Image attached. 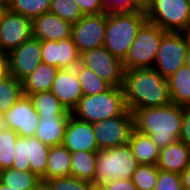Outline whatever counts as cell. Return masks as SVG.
<instances>
[{
	"label": "cell",
	"mask_w": 190,
	"mask_h": 190,
	"mask_svg": "<svg viewBox=\"0 0 190 190\" xmlns=\"http://www.w3.org/2000/svg\"><path fill=\"white\" fill-rule=\"evenodd\" d=\"M75 69L84 95L99 94L110 87V85L102 80L95 72L82 66L80 63Z\"/></svg>",
	"instance_id": "obj_30"
},
{
	"label": "cell",
	"mask_w": 190,
	"mask_h": 190,
	"mask_svg": "<svg viewBox=\"0 0 190 190\" xmlns=\"http://www.w3.org/2000/svg\"><path fill=\"white\" fill-rule=\"evenodd\" d=\"M32 37V19L3 9L0 13V50L9 53Z\"/></svg>",
	"instance_id": "obj_12"
},
{
	"label": "cell",
	"mask_w": 190,
	"mask_h": 190,
	"mask_svg": "<svg viewBox=\"0 0 190 190\" xmlns=\"http://www.w3.org/2000/svg\"><path fill=\"white\" fill-rule=\"evenodd\" d=\"M9 54L0 50V79L9 75Z\"/></svg>",
	"instance_id": "obj_41"
},
{
	"label": "cell",
	"mask_w": 190,
	"mask_h": 190,
	"mask_svg": "<svg viewBox=\"0 0 190 190\" xmlns=\"http://www.w3.org/2000/svg\"><path fill=\"white\" fill-rule=\"evenodd\" d=\"M93 130L99 149L125 145L134 130L133 113L127 109L122 115L94 123Z\"/></svg>",
	"instance_id": "obj_11"
},
{
	"label": "cell",
	"mask_w": 190,
	"mask_h": 190,
	"mask_svg": "<svg viewBox=\"0 0 190 190\" xmlns=\"http://www.w3.org/2000/svg\"><path fill=\"white\" fill-rule=\"evenodd\" d=\"M8 124L7 121L5 119L4 113L0 111V132L3 130L8 129Z\"/></svg>",
	"instance_id": "obj_44"
},
{
	"label": "cell",
	"mask_w": 190,
	"mask_h": 190,
	"mask_svg": "<svg viewBox=\"0 0 190 190\" xmlns=\"http://www.w3.org/2000/svg\"><path fill=\"white\" fill-rule=\"evenodd\" d=\"M0 182L13 190H36L42 184L31 171L22 172L12 167L0 171Z\"/></svg>",
	"instance_id": "obj_26"
},
{
	"label": "cell",
	"mask_w": 190,
	"mask_h": 190,
	"mask_svg": "<svg viewBox=\"0 0 190 190\" xmlns=\"http://www.w3.org/2000/svg\"><path fill=\"white\" fill-rule=\"evenodd\" d=\"M69 116L52 115L40 117L34 137L49 147L61 145Z\"/></svg>",
	"instance_id": "obj_21"
},
{
	"label": "cell",
	"mask_w": 190,
	"mask_h": 190,
	"mask_svg": "<svg viewBox=\"0 0 190 190\" xmlns=\"http://www.w3.org/2000/svg\"><path fill=\"white\" fill-rule=\"evenodd\" d=\"M34 108L40 117L52 115H71L66 107H64L58 98L51 92H39L30 94Z\"/></svg>",
	"instance_id": "obj_28"
},
{
	"label": "cell",
	"mask_w": 190,
	"mask_h": 190,
	"mask_svg": "<svg viewBox=\"0 0 190 190\" xmlns=\"http://www.w3.org/2000/svg\"><path fill=\"white\" fill-rule=\"evenodd\" d=\"M0 190H13V189H9L6 185L0 182Z\"/></svg>",
	"instance_id": "obj_48"
},
{
	"label": "cell",
	"mask_w": 190,
	"mask_h": 190,
	"mask_svg": "<svg viewBox=\"0 0 190 190\" xmlns=\"http://www.w3.org/2000/svg\"><path fill=\"white\" fill-rule=\"evenodd\" d=\"M83 15H96L106 12L100 0H75Z\"/></svg>",
	"instance_id": "obj_38"
},
{
	"label": "cell",
	"mask_w": 190,
	"mask_h": 190,
	"mask_svg": "<svg viewBox=\"0 0 190 190\" xmlns=\"http://www.w3.org/2000/svg\"><path fill=\"white\" fill-rule=\"evenodd\" d=\"M106 12H133L140 8L132 0H100Z\"/></svg>",
	"instance_id": "obj_37"
},
{
	"label": "cell",
	"mask_w": 190,
	"mask_h": 190,
	"mask_svg": "<svg viewBox=\"0 0 190 190\" xmlns=\"http://www.w3.org/2000/svg\"><path fill=\"white\" fill-rule=\"evenodd\" d=\"M190 42V33L165 32L158 48L154 67L165 79L185 65L186 50Z\"/></svg>",
	"instance_id": "obj_8"
},
{
	"label": "cell",
	"mask_w": 190,
	"mask_h": 190,
	"mask_svg": "<svg viewBox=\"0 0 190 190\" xmlns=\"http://www.w3.org/2000/svg\"><path fill=\"white\" fill-rule=\"evenodd\" d=\"M190 165V147L177 140L160 150L156 166L159 170L181 174Z\"/></svg>",
	"instance_id": "obj_20"
},
{
	"label": "cell",
	"mask_w": 190,
	"mask_h": 190,
	"mask_svg": "<svg viewBox=\"0 0 190 190\" xmlns=\"http://www.w3.org/2000/svg\"><path fill=\"white\" fill-rule=\"evenodd\" d=\"M41 62L58 69L75 68L80 63V53L72 37L60 41H41Z\"/></svg>",
	"instance_id": "obj_16"
},
{
	"label": "cell",
	"mask_w": 190,
	"mask_h": 190,
	"mask_svg": "<svg viewBox=\"0 0 190 190\" xmlns=\"http://www.w3.org/2000/svg\"><path fill=\"white\" fill-rule=\"evenodd\" d=\"M179 140L190 147V107H183L182 129Z\"/></svg>",
	"instance_id": "obj_40"
},
{
	"label": "cell",
	"mask_w": 190,
	"mask_h": 190,
	"mask_svg": "<svg viewBox=\"0 0 190 190\" xmlns=\"http://www.w3.org/2000/svg\"><path fill=\"white\" fill-rule=\"evenodd\" d=\"M103 190H137L132 179H117L109 181L101 187Z\"/></svg>",
	"instance_id": "obj_39"
},
{
	"label": "cell",
	"mask_w": 190,
	"mask_h": 190,
	"mask_svg": "<svg viewBox=\"0 0 190 190\" xmlns=\"http://www.w3.org/2000/svg\"><path fill=\"white\" fill-rule=\"evenodd\" d=\"M50 91L69 112L84 96L75 68L59 69Z\"/></svg>",
	"instance_id": "obj_18"
},
{
	"label": "cell",
	"mask_w": 190,
	"mask_h": 190,
	"mask_svg": "<svg viewBox=\"0 0 190 190\" xmlns=\"http://www.w3.org/2000/svg\"><path fill=\"white\" fill-rule=\"evenodd\" d=\"M17 137L10 128L0 132V171L12 167Z\"/></svg>",
	"instance_id": "obj_32"
},
{
	"label": "cell",
	"mask_w": 190,
	"mask_h": 190,
	"mask_svg": "<svg viewBox=\"0 0 190 190\" xmlns=\"http://www.w3.org/2000/svg\"><path fill=\"white\" fill-rule=\"evenodd\" d=\"M66 176H71V152L62 144L50 147L45 181Z\"/></svg>",
	"instance_id": "obj_25"
},
{
	"label": "cell",
	"mask_w": 190,
	"mask_h": 190,
	"mask_svg": "<svg viewBox=\"0 0 190 190\" xmlns=\"http://www.w3.org/2000/svg\"><path fill=\"white\" fill-rule=\"evenodd\" d=\"M185 65H187L190 68V42L186 50Z\"/></svg>",
	"instance_id": "obj_45"
},
{
	"label": "cell",
	"mask_w": 190,
	"mask_h": 190,
	"mask_svg": "<svg viewBox=\"0 0 190 190\" xmlns=\"http://www.w3.org/2000/svg\"><path fill=\"white\" fill-rule=\"evenodd\" d=\"M72 24L50 12L32 19V37L40 41H60L71 37Z\"/></svg>",
	"instance_id": "obj_19"
},
{
	"label": "cell",
	"mask_w": 190,
	"mask_h": 190,
	"mask_svg": "<svg viewBox=\"0 0 190 190\" xmlns=\"http://www.w3.org/2000/svg\"><path fill=\"white\" fill-rule=\"evenodd\" d=\"M62 145L70 152H98L100 150L93 124L81 121L72 115L69 116Z\"/></svg>",
	"instance_id": "obj_17"
},
{
	"label": "cell",
	"mask_w": 190,
	"mask_h": 190,
	"mask_svg": "<svg viewBox=\"0 0 190 190\" xmlns=\"http://www.w3.org/2000/svg\"><path fill=\"white\" fill-rule=\"evenodd\" d=\"M145 11L147 21L165 32L190 33V6L187 0H152Z\"/></svg>",
	"instance_id": "obj_7"
},
{
	"label": "cell",
	"mask_w": 190,
	"mask_h": 190,
	"mask_svg": "<svg viewBox=\"0 0 190 190\" xmlns=\"http://www.w3.org/2000/svg\"><path fill=\"white\" fill-rule=\"evenodd\" d=\"M164 33L159 26L146 21L122 61L124 70L153 68Z\"/></svg>",
	"instance_id": "obj_6"
},
{
	"label": "cell",
	"mask_w": 190,
	"mask_h": 190,
	"mask_svg": "<svg viewBox=\"0 0 190 190\" xmlns=\"http://www.w3.org/2000/svg\"><path fill=\"white\" fill-rule=\"evenodd\" d=\"M134 130L150 136L161 150L179 140L183 107L170 103L165 106L138 109L133 112Z\"/></svg>",
	"instance_id": "obj_2"
},
{
	"label": "cell",
	"mask_w": 190,
	"mask_h": 190,
	"mask_svg": "<svg viewBox=\"0 0 190 190\" xmlns=\"http://www.w3.org/2000/svg\"><path fill=\"white\" fill-rule=\"evenodd\" d=\"M8 54L9 73L22 82L41 62V41L31 37Z\"/></svg>",
	"instance_id": "obj_14"
},
{
	"label": "cell",
	"mask_w": 190,
	"mask_h": 190,
	"mask_svg": "<svg viewBox=\"0 0 190 190\" xmlns=\"http://www.w3.org/2000/svg\"><path fill=\"white\" fill-rule=\"evenodd\" d=\"M92 190H103L101 187H93Z\"/></svg>",
	"instance_id": "obj_49"
},
{
	"label": "cell",
	"mask_w": 190,
	"mask_h": 190,
	"mask_svg": "<svg viewBox=\"0 0 190 190\" xmlns=\"http://www.w3.org/2000/svg\"><path fill=\"white\" fill-rule=\"evenodd\" d=\"M49 149V146L35 137L18 136L15 142V158L12 168L22 172L31 171L44 183Z\"/></svg>",
	"instance_id": "obj_9"
},
{
	"label": "cell",
	"mask_w": 190,
	"mask_h": 190,
	"mask_svg": "<svg viewBox=\"0 0 190 190\" xmlns=\"http://www.w3.org/2000/svg\"><path fill=\"white\" fill-rule=\"evenodd\" d=\"M97 166V152H71V176L93 182Z\"/></svg>",
	"instance_id": "obj_27"
},
{
	"label": "cell",
	"mask_w": 190,
	"mask_h": 190,
	"mask_svg": "<svg viewBox=\"0 0 190 190\" xmlns=\"http://www.w3.org/2000/svg\"><path fill=\"white\" fill-rule=\"evenodd\" d=\"M106 12L84 15L72 24L71 37L79 53L104 45Z\"/></svg>",
	"instance_id": "obj_13"
},
{
	"label": "cell",
	"mask_w": 190,
	"mask_h": 190,
	"mask_svg": "<svg viewBox=\"0 0 190 190\" xmlns=\"http://www.w3.org/2000/svg\"><path fill=\"white\" fill-rule=\"evenodd\" d=\"M183 190H190V165L180 174Z\"/></svg>",
	"instance_id": "obj_42"
},
{
	"label": "cell",
	"mask_w": 190,
	"mask_h": 190,
	"mask_svg": "<svg viewBox=\"0 0 190 190\" xmlns=\"http://www.w3.org/2000/svg\"><path fill=\"white\" fill-rule=\"evenodd\" d=\"M154 190H183L180 174L159 170Z\"/></svg>",
	"instance_id": "obj_36"
},
{
	"label": "cell",
	"mask_w": 190,
	"mask_h": 190,
	"mask_svg": "<svg viewBox=\"0 0 190 190\" xmlns=\"http://www.w3.org/2000/svg\"><path fill=\"white\" fill-rule=\"evenodd\" d=\"M51 0H9L7 9L33 19L48 13Z\"/></svg>",
	"instance_id": "obj_31"
},
{
	"label": "cell",
	"mask_w": 190,
	"mask_h": 190,
	"mask_svg": "<svg viewBox=\"0 0 190 190\" xmlns=\"http://www.w3.org/2000/svg\"><path fill=\"white\" fill-rule=\"evenodd\" d=\"M80 64L95 72L111 87H122L124 68L122 61L113 56L104 46L80 54Z\"/></svg>",
	"instance_id": "obj_10"
},
{
	"label": "cell",
	"mask_w": 190,
	"mask_h": 190,
	"mask_svg": "<svg viewBox=\"0 0 190 190\" xmlns=\"http://www.w3.org/2000/svg\"><path fill=\"white\" fill-rule=\"evenodd\" d=\"M49 12L71 24L84 16L75 0H51Z\"/></svg>",
	"instance_id": "obj_33"
},
{
	"label": "cell",
	"mask_w": 190,
	"mask_h": 190,
	"mask_svg": "<svg viewBox=\"0 0 190 190\" xmlns=\"http://www.w3.org/2000/svg\"><path fill=\"white\" fill-rule=\"evenodd\" d=\"M140 9H146L152 0H132Z\"/></svg>",
	"instance_id": "obj_43"
},
{
	"label": "cell",
	"mask_w": 190,
	"mask_h": 190,
	"mask_svg": "<svg viewBox=\"0 0 190 190\" xmlns=\"http://www.w3.org/2000/svg\"><path fill=\"white\" fill-rule=\"evenodd\" d=\"M122 88L132 113L172 103L167 79L153 68L124 70Z\"/></svg>",
	"instance_id": "obj_1"
},
{
	"label": "cell",
	"mask_w": 190,
	"mask_h": 190,
	"mask_svg": "<svg viewBox=\"0 0 190 190\" xmlns=\"http://www.w3.org/2000/svg\"><path fill=\"white\" fill-rule=\"evenodd\" d=\"M167 81L172 103L190 107V68L181 66Z\"/></svg>",
	"instance_id": "obj_23"
},
{
	"label": "cell",
	"mask_w": 190,
	"mask_h": 190,
	"mask_svg": "<svg viewBox=\"0 0 190 190\" xmlns=\"http://www.w3.org/2000/svg\"><path fill=\"white\" fill-rule=\"evenodd\" d=\"M23 95L22 82L14 76L9 74L7 77L0 79L1 112L8 111Z\"/></svg>",
	"instance_id": "obj_29"
},
{
	"label": "cell",
	"mask_w": 190,
	"mask_h": 190,
	"mask_svg": "<svg viewBox=\"0 0 190 190\" xmlns=\"http://www.w3.org/2000/svg\"><path fill=\"white\" fill-rule=\"evenodd\" d=\"M147 21L146 11L106 12L104 47L123 61L138 30Z\"/></svg>",
	"instance_id": "obj_3"
},
{
	"label": "cell",
	"mask_w": 190,
	"mask_h": 190,
	"mask_svg": "<svg viewBox=\"0 0 190 190\" xmlns=\"http://www.w3.org/2000/svg\"><path fill=\"white\" fill-rule=\"evenodd\" d=\"M139 165L129 143L100 149L97 152V166L92 184L94 187H102L109 181L131 179Z\"/></svg>",
	"instance_id": "obj_5"
},
{
	"label": "cell",
	"mask_w": 190,
	"mask_h": 190,
	"mask_svg": "<svg viewBox=\"0 0 190 190\" xmlns=\"http://www.w3.org/2000/svg\"><path fill=\"white\" fill-rule=\"evenodd\" d=\"M44 183L50 190H92L94 187L92 182L73 176L52 178Z\"/></svg>",
	"instance_id": "obj_35"
},
{
	"label": "cell",
	"mask_w": 190,
	"mask_h": 190,
	"mask_svg": "<svg viewBox=\"0 0 190 190\" xmlns=\"http://www.w3.org/2000/svg\"><path fill=\"white\" fill-rule=\"evenodd\" d=\"M8 127L20 137H34L39 124L32 100L23 95L8 111L4 113Z\"/></svg>",
	"instance_id": "obj_15"
},
{
	"label": "cell",
	"mask_w": 190,
	"mask_h": 190,
	"mask_svg": "<svg viewBox=\"0 0 190 190\" xmlns=\"http://www.w3.org/2000/svg\"><path fill=\"white\" fill-rule=\"evenodd\" d=\"M158 173L156 165L140 164L131 179L137 190H154Z\"/></svg>",
	"instance_id": "obj_34"
},
{
	"label": "cell",
	"mask_w": 190,
	"mask_h": 190,
	"mask_svg": "<svg viewBox=\"0 0 190 190\" xmlns=\"http://www.w3.org/2000/svg\"><path fill=\"white\" fill-rule=\"evenodd\" d=\"M9 0H0V9H7Z\"/></svg>",
	"instance_id": "obj_46"
},
{
	"label": "cell",
	"mask_w": 190,
	"mask_h": 190,
	"mask_svg": "<svg viewBox=\"0 0 190 190\" xmlns=\"http://www.w3.org/2000/svg\"><path fill=\"white\" fill-rule=\"evenodd\" d=\"M36 190H50V189L45 183H42Z\"/></svg>",
	"instance_id": "obj_47"
},
{
	"label": "cell",
	"mask_w": 190,
	"mask_h": 190,
	"mask_svg": "<svg viewBox=\"0 0 190 190\" xmlns=\"http://www.w3.org/2000/svg\"><path fill=\"white\" fill-rule=\"evenodd\" d=\"M128 143L139 164L156 165L160 149L150 136L133 130Z\"/></svg>",
	"instance_id": "obj_24"
},
{
	"label": "cell",
	"mask_w": 190,
	"mask_h": 190,
	"mask_svg": "<svg viewBox=\"0 0 190 190\" xmlns=\"http://www.w3.org/2000/svg\"><path fill=\"white\" fill-rule=\"evenodd\" d=\"M127 110L122 87H109L94 95H84L72 110L75 118L94 124L122 115Z\"/></svg>",
	"instance_id": "obj_4"
},
{
	"label": "cell",
	"mask_w": 190,
	"mask_h": 190,
	"mask_svg": "<svg viewBox=\"0 0 190 190\" xmlns=\"http://www.w3.org/2000/svg\"><path fill=\"white\" fill-rule=\"evenodd\" d=\"M58 70L54 66L40 62L37 68L22 81L24 95L50 91Z\"/></svg>",
	"instance_id": "obj_22"
}]
</instances>
